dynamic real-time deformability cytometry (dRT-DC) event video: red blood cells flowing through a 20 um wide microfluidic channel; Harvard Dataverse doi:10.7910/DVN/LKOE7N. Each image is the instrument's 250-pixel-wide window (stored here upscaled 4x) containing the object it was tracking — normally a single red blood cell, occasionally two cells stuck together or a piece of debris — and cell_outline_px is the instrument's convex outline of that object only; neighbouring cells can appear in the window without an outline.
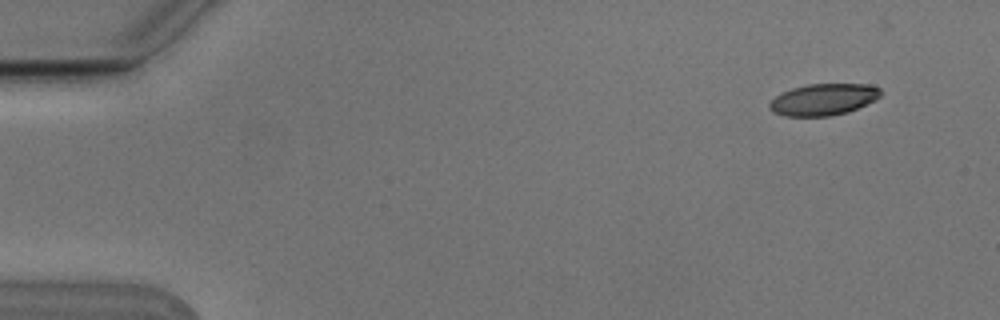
{"species": "Egyptian fruit bat (a non-hibernating species)", "species_latin": "Rousettus aegyptiacus", "temperature_condition": "cold", "stored_images_in_passage": 5, "camera_frame_rate_fps": 3000, "um_per_image_px": 0.085, "animal": {"sex": "male"}, "frame": {"image": 1, "passage_image": 2, "time_ms": 0.333, "image_size_px": [1000, 320], "cell_outline_px": [[884, 92], [876, 100], [848, 112], [832, 116], [784, 116], [772, 112], [768, 108], [768, 104], [776, 96], [792, 88], [808, 84], [872, 84], [880, 88]], "centroid_in_image_um": [70.02, 8.46], "position_along_channel_um": 15.0, "area_um2": 20.69}}
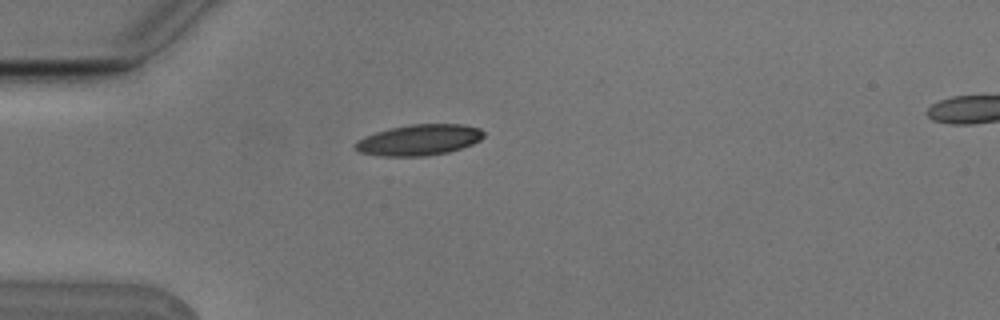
{"frame": {"image": 2, "passage_image": 5, "time_ms": 1.333, "image_size_px": [1000, 320], "cell_outline_px": [[484, 136], [480, 140], [472, 144], [448, 152], [424, 156], [380, 156], [360, 152], [352, 148], [352, 144], [356, 140], [364, 136], [388, 128], [412, 124], [464, 124], [480, 128], [484, 132]], "centroid_in_image_um": [35.57, 11.89], "position_along_channel_um": 49.4, "area_um2": 23.35}}